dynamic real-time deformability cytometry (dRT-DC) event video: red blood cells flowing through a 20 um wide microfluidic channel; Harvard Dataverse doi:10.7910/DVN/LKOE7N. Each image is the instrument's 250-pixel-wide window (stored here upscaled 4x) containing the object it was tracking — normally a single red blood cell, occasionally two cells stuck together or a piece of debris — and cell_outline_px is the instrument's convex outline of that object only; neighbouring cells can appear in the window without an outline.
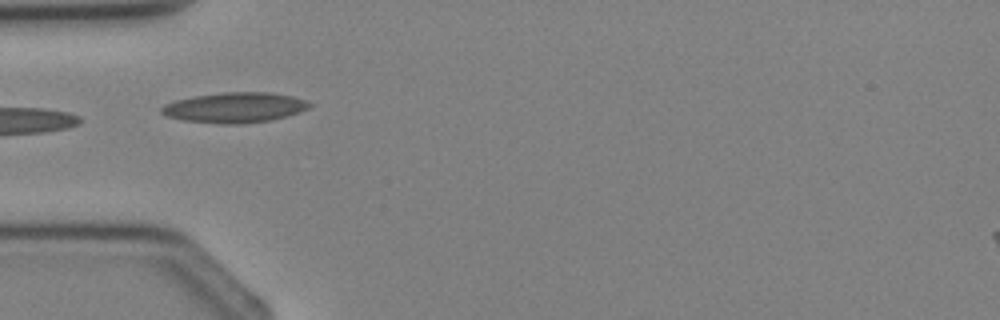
{"species": "Egyptian fruit bat (a non-hibernating species)", "species_latin": "Rousettus aegyptiacus", "temperature_condition": "cold", "stored_images_in_passage": 3, "camera_frame_rate_fps": 3000, "um_per_image_px": 0.085, "animal": {"sex": "female"}, "frame": {"image": 1, "passage_image": 3, "time_ms": 2.333, "image_size_px": [1000, 320], "cell_outline_px": [[312, 104], [308, 108], [300, 112], [288, 116], [272, 120], [244, 124], [220, 124], [184, 120], [168, 116], [160, 112], [160, 108], [164, 104], [172, 100], [192, 96], [224, 92], [272, 92], [292, 96], [304, 100]], "centroid_in_image_um": [19.94, 9.14], "position_along_channel_um": 65.1, "area_um2": 26.36}}